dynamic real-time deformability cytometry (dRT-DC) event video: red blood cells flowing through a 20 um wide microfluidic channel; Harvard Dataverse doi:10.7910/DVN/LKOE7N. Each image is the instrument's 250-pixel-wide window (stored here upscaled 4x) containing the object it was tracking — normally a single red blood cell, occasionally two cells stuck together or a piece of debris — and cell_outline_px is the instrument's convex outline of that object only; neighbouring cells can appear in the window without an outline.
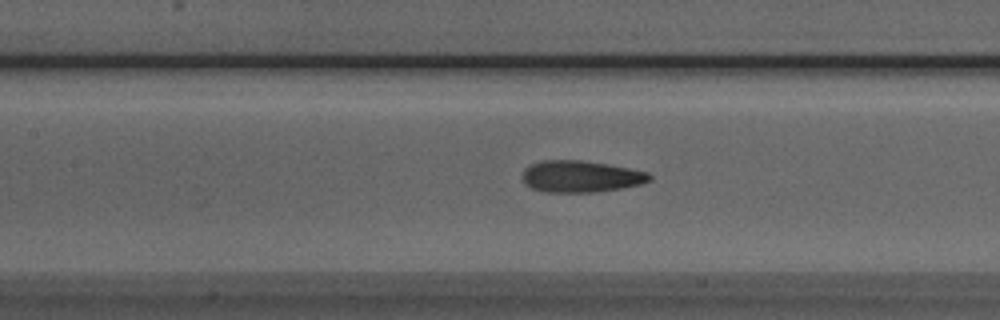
{"species": "Egyptian fruit bat (a non-hibernating species)", "species_latin": "Rousettus aegyptiacus", "temperature_condition": "room temperature", "stored_images_in_passage": 49, "camera_frame_rate_fps": 3000, "um_per_image_px": 0.085, "animal": {"sex": "male"}, "frame": {"image": 1, "passage_image": 22, "time_ms": 7.0, "image_size_px": [1000, 320], "cell_outline_px": [[652, 180], [640, 184], [620, 188], [592, 192], [544, 192], [532, 188], [524, 184], [524, 168], [532, 164], [544, 160], [580, 160], [628, 168], [648, 172], [652, 176]], "centroid_in_image_um": [49.36, 15.0], "position_along_channel_um": 158.0, "area_um2": 23.18}}
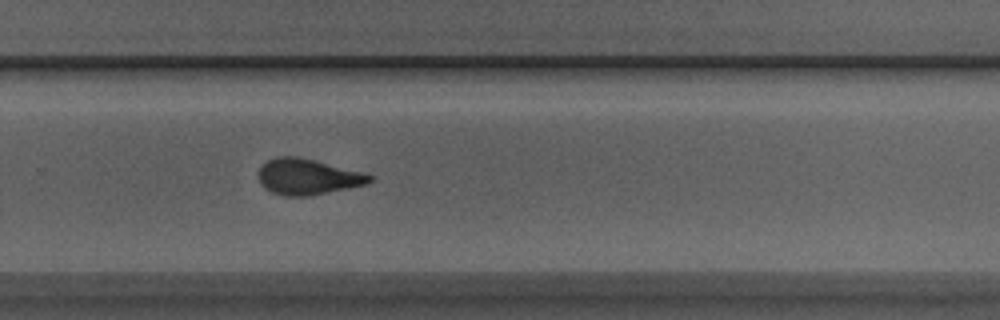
{"frame": {"image": 2, "passage_image": 33, "time_ms": 10.667, "image_size_px": [1000, 320], "cell_outline_px": [[372, 180], [368, 184], [308, 196], [284, 196], [272, 192], [264, 188], [260, 184], [256, 176], [260, 164], [276, 156], [296, 156], [368, 172], [372, 176]], "centroid_in_image_um": [26.13, 15.01], "position_along_channel_um": 303.7, "area_um2": 23.7}}
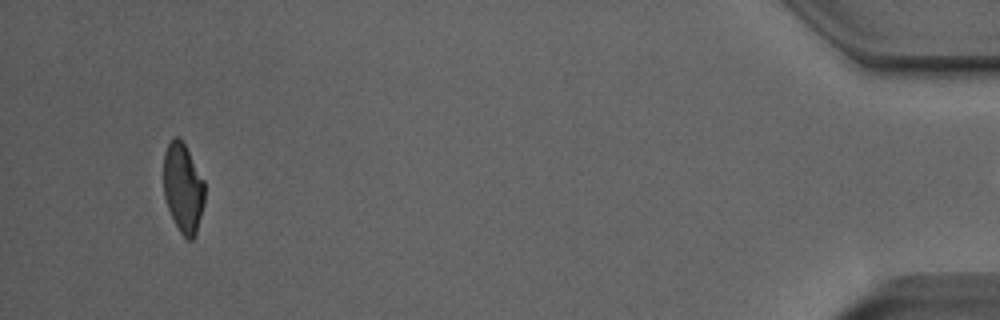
{"frame": {"image": 3, "passage_image": 48, "time_ms": 15.667, "image_size_px": [1000, 320], "cell_outline_px": [[204, 204], [196, 236], [192, 240], [188, 240], [180, 232], [168, 208], [164, 196], [164, 152], [168, 144], [176, 136], [184, 144], [204, 180]], "centroid_in_image_um": [15.57, 16.02], "position_along_channel_um": 419.6, "area_um2": 21.21}}